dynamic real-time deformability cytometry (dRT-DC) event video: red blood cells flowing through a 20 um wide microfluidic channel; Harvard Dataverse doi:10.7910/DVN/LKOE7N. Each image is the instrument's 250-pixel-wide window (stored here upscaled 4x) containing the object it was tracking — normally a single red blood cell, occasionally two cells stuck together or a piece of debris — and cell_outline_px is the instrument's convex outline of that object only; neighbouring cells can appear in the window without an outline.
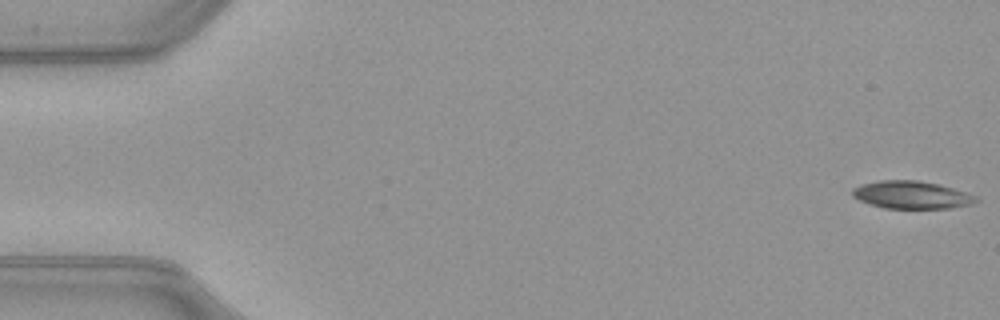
{"species": "common noctule bat (a hibernating species)", "species_latin": "Nyctalus noctula", "temperature_condition": "warm", "stored_images_in_passage": 52, "camera_frame_rate_fps": 3000, "um_per_image_px": 0.085, "animal": {"sex": "female", "body_mass_g": 21.9}, "frame": {"image": 1, "passage_image": 1, "time_ms": 0.0, "image_size_px": [1000, 320], "cell_outline_px": [[980, 200], [968, 204], [948, 208], [884, 208], [860, 200], [852, 196], [852, 188], [860, 184], [880, 180], [916, 180], [936, 184], [952, 188], [976, 196]], "centroid_in_image_um": [77.43, 16.56], "position_along_channel_um": 7.6, "area_um2": 19.59}}
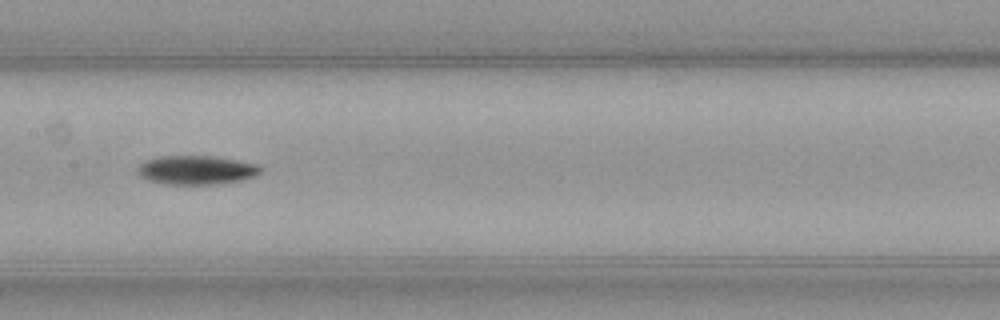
{"frame": {"image": 2, "passage_image": 26, "time_ms": 8.333, "image_size_px": [1000, 320], "cell_outline_px": [[264, 168], [256, 176], [240, 180], [216, 184], [168, 184], [148, 180], [140, 176], [136, 172], [136, 168], [140, 164], [148, 160], [160, 156], [212, 156], [260, 164]], "centroid_in_image_um": [16.72, 14.45], "position_along_channel_um": 190.7, "area_um2": 20.75}}
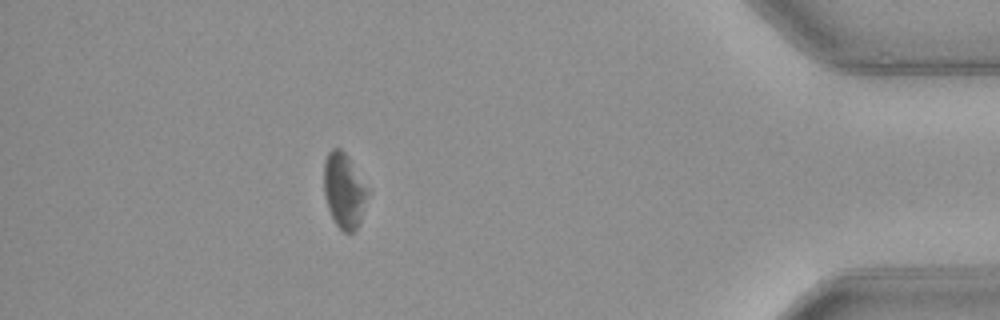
{"frame": {"image": 3, "passage_image": 46, "time_ms": 15.0, "image_size_px": [1000, 320], "cell_outline_px": [[368, 192], [360, 224], [352, 232], [344, 232], [336, 224], [328, 208], [324, 192], [324, 160], [328, 152], [332, 148], [340, 148], [348, 156]], "centroid_in_image_um": [29.22, 16.19], "position_along_channel_um": 406.0, "area_um2": 18.73}, "authors_computed_cell_mechanics": {"area_um2": 20.0566, "velocity_mm_per_s": 3.996, "shape_relaxation_time_tau1_ms": 3.5619, "shape_relaxation_time_tau2_ms": null, "deformation_change_tau1": 0.1009, "deformation_change_tau2": null}}